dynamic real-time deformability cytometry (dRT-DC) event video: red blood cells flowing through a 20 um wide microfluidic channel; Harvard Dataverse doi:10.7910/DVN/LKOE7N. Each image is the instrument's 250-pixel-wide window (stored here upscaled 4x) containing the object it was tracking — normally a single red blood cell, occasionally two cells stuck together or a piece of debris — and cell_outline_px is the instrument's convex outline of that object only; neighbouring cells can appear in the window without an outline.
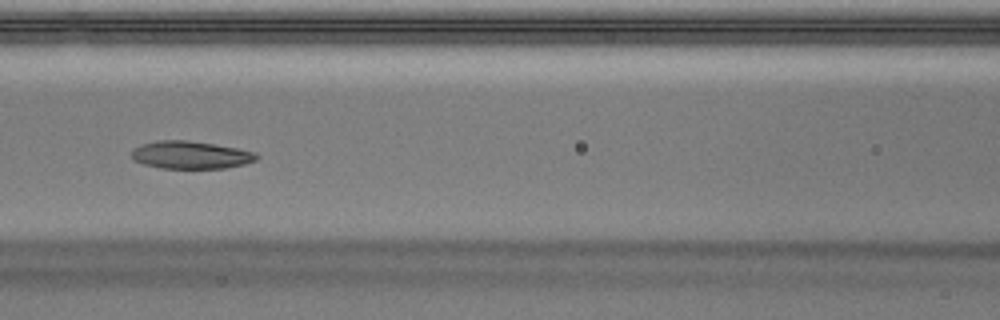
{"species": "Egyptian fruit bat (a non-hibernating species)", "species_latin": "Rousettus aegyptiacus", "temperature_condition": "warm", "stored_images_in_passage": 27, "camera_frame_rate_fps": 3000, "um_per_image_px": 0.085, "animal": {"sex": "male"}, "frame": {"image": 1, "passage_image": 8, "time_ms": 2.333, "image_size_px": [1000, 320], "cell_outline_px": [[260, 156], [256, 160], [244, 164], [224, 168], [160, 168], [144, 164], [132, 160], [132, 148], [140, 144], [160, 140], [184, 140], [212, 144], [236, 148], [256, 152]], "centroid_in_image_um": [16.18, 13.17], "position_along_channel_um": 150.4, "area_um2": 20.11}, "authors_computed_cell_mechanics": {"area_um2": 20.6924, "velocity_mm_per_s": 4.0157, "shape_relaxation_time_tau1_ms": 4.15, "shape_relaxation_time_tau2_ms": 2.5184, "deformation_change_tau1": 0.1673, "deformation_change_tau2": 0.0952}}